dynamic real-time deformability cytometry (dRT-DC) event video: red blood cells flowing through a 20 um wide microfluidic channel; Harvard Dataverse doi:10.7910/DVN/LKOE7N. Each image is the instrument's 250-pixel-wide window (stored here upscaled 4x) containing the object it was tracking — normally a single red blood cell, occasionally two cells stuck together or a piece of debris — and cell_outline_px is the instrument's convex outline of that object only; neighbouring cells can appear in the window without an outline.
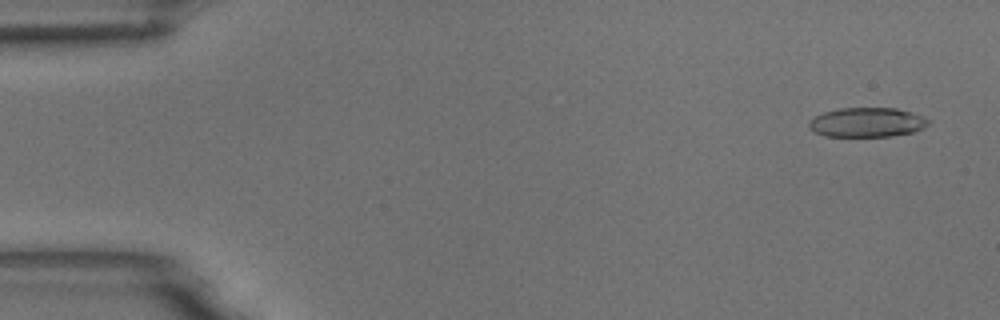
{"species": "common noctule bat (a hibernating species)", "species_latin": "Nyctalus noctula", "temperature_condition": "room temperature", "stored_images_in_passage": 5, "camera_frame_rate_fps": 3000, "um_per_image_px": 0.085, "animal": {"sex": "male", "body_mass_g": 18.8}, "frame": {"image": 1, "passage_image": 1, "time_ms": 0.0, "image_size_px": [1000, 320], "cell_outline_px": [[928, 124], [924, 128], [912, 132], [892, 136], [824, 136], [808, 128], [808, 120], [812, 116], [824, 112], [840, 108], [896, 108], [912, 112], [924, 116], [928, 120]], "centroid_in_image_um": [73.66, 10.39], "position_along_channel_um": 11.3, "area_um2": 20.63}}
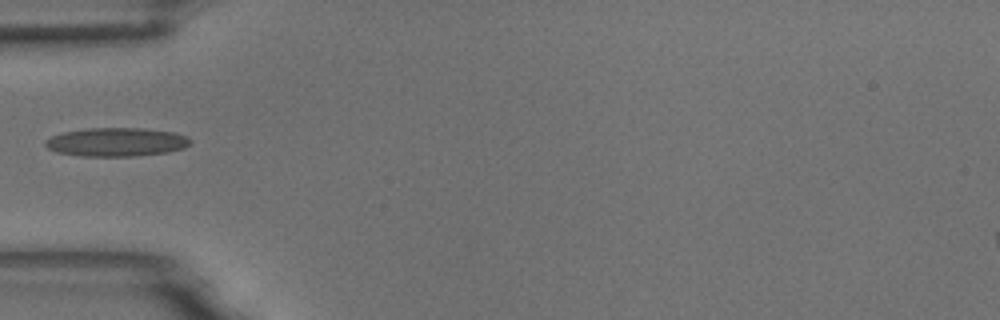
{"frame": {"image": 2, "passage_image": 5, "time_ms": 1.333, "image_size_px": [1000, 320], "cell_outline_px": [[192, 140], [184, 148], [168, 152], [132, 156], [80, 156], [56, 152], [48, 148], [44, 144], [44, 140], [52, 136], [64, 132], [88, 128], [144, 128], [176, 132]], "centroid_in_image_um": [9.88, 12.07], "position_along_channel_um": 75.1, "area_um2": 24.22}}